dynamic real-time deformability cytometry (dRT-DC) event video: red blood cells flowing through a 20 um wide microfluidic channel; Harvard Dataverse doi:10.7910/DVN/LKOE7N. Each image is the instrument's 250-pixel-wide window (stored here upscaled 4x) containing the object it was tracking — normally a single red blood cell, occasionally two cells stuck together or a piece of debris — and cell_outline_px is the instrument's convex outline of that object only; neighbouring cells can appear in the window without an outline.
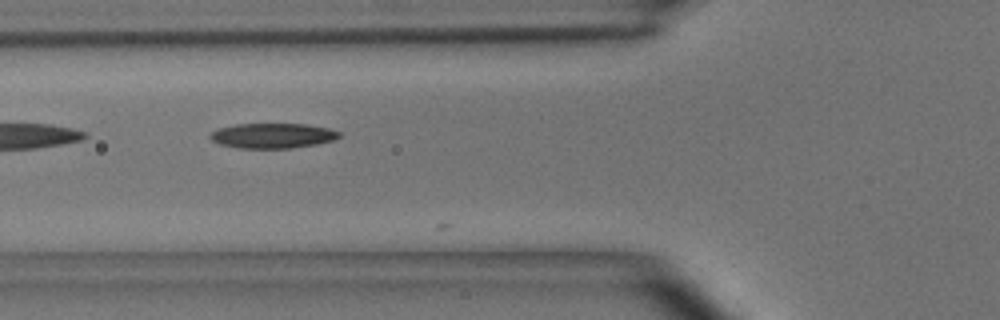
{"species": "common noctule bat (a hibernating species)", "species_latin": "Nyctalus noctula", "temperature_condition": "room temperature", "stored_images_in_passage": 21, "segment_of_instrument_passage": [2, 2], "camera_frame_rate_fps": 3000, "um_per_image_px": 0.085, "animal": {"sex": "male", "body_mass_g": 15.6}, "frame": {"image": 1, "passage_image": 18, "time_ms": 5.667, "image_size_px": [1000, 320], "cell_outline_px": [[340, 136], [332, 140], [316, 144], [292, 148], [236, 148], [220, 144], [212, 140], [208, 136], [212, 132], [220, 128], [236, 124], [304, 124], [328, 128], [340, 132]], "centroid_in_image_um": [23.15, 11.53], "position_along_channel_um": 102.6, "area_um2": 18.67}}